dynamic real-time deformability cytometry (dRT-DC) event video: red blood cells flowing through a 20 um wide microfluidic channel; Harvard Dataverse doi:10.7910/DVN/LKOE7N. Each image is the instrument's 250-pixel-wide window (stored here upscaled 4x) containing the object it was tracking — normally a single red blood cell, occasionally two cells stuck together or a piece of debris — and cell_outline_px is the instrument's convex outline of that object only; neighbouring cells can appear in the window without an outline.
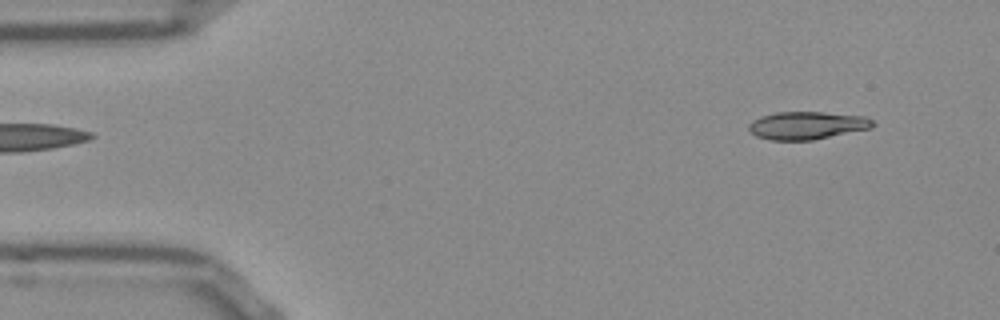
{"species": "Egyptian fruit bat (a non-hibernating species)", "species_latin": "Rousettus aegyptiacus", "temperature_condition": "room temperature", "stored_images_in_passage": 49, "camera_frame_rate_fps": 3000, "um_per_image_px": 0.085, "frame": {"image": 1, "passage_image": 2, "time_ms": 0.333, "image_size_px": [1000, 320], "cell_outline_px": [[876, 124], [872, 128], [812, 140], [772, 140], [756, 136], [748, 128], [748, 124], [752, 120], [760, 116], [776, 112], [824, 112], [864, 116], [872, 120]], "centroid_in_image_um": [68.59, 10.65], "position_along_channel_um": 16.4, "area_um2": 20.11}}
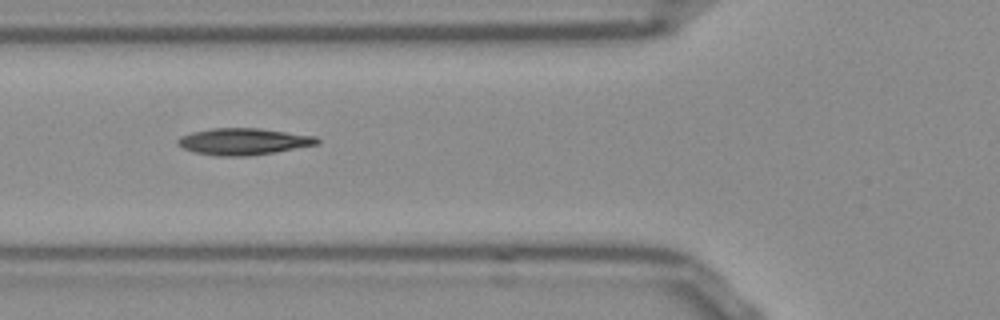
{"frame": {"image": 2, "passage_image": 16, "time_ms": 5.0, "image_size_px": [1000, 320], "cell_outline_px": [[320, 140], [316, 144], [272, 152], [248, 156], [224, 156], [196, 152], [184, 148], [176, 144], [176, 140], [180, 136], [192, 132], [212, 128], [260, 128], [316, 136]], "centroid_in_image_um": [20.66, 12.01], "position_along_channel_um": 105.1, "area_um2": 21.33}}
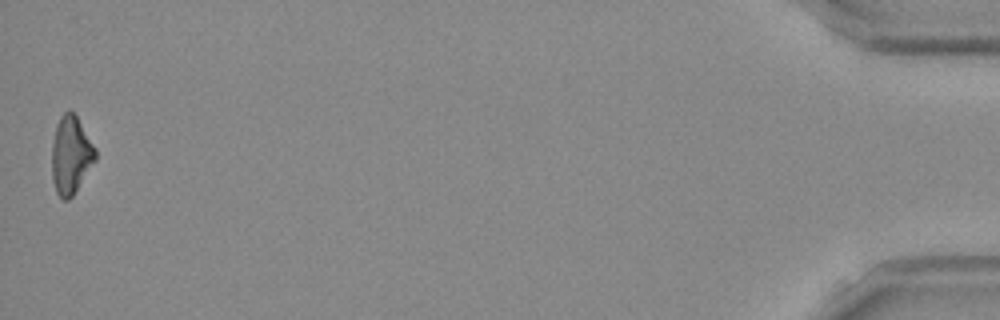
{"frame": {"image": 3, "passage_image": 49, "time_ms": 16.0, "image_size_px": [1000, 320], "cell_outline_px": [[96, 160], [72, 196], [68, 200], [64, 200], [56, 192], [52, 180], [52, 144], [56, 124], [60, 116], [68, 108], [76, 116], [96, 148]], "centroid_in_image_um": [6.01, 13.17], "position_along_channel_um": 429.2, "area_um2": 19.71}, "authors_computed_cell_mechanics": {"area_um2": 20.2878, "velocity_mm_per_s": 3.8569, "shape_relaxation_time_tau1_ms": 6.1565, "shape_relaxation_time_tau2_ms": 3.2454, "deformation_change_tau1": 0.1799, "deformation_change_tau2": 0.1224}}